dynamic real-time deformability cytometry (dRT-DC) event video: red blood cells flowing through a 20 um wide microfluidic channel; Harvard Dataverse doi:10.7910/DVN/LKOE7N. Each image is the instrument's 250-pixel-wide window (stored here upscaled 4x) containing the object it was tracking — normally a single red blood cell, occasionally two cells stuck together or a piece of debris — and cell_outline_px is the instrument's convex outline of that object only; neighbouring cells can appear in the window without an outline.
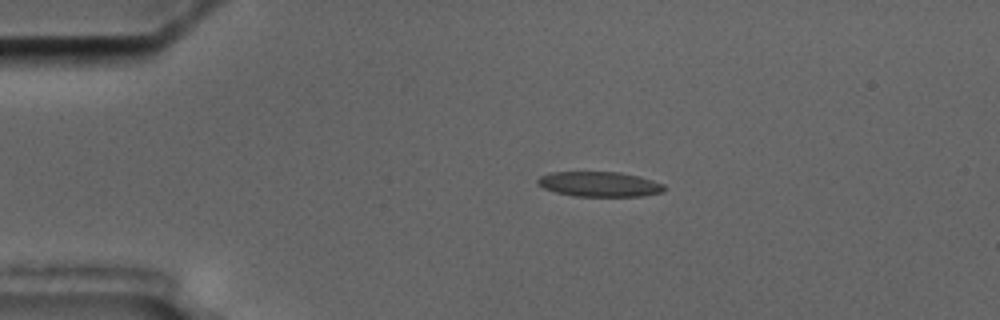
{"species": "common noctule bat (a hibernating species)", "species_latin": "Nyctalus noctula", "temperature_condition": "cold", "stored_images_in_passage": 8, "camera_frame_rate_fps": 3000, "um_per_image_px": 0.085, "animal": {"sex": "male", "body_mass_g": 17.5, "forearm_length_mm": 52.3}, "frame": {"image": 1, "passage_image": 1, "time_ms": 0.0, "image_size_px": [1000, 320], "cell_outline_px": [[668, 188], [664, 192], [644, 196], [572, 196], [556, 192], [544, 188], [536, 184], [536, 180], [540, 176], [552, 172], [620, 172], [640, 176], [664, 184]], "centroid_in_image_um": [50.99, 15.66], "position_along_channel_um": 34.0, "area_um2": 18.67}}
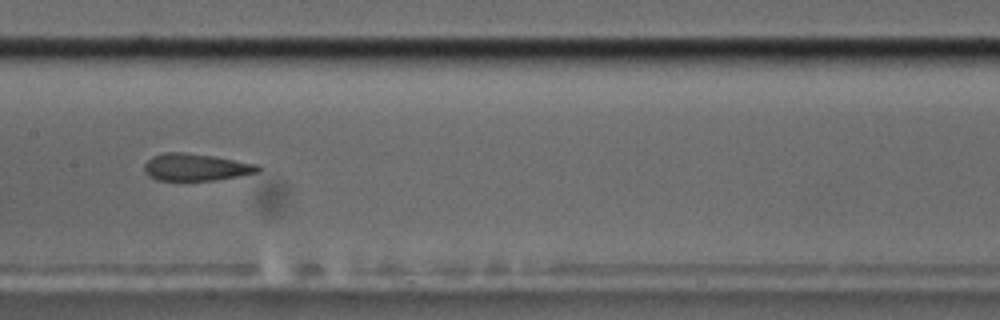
{"frame": {"image": 2, "passage_image": 6, "time_ms": 5.667, "image_size_px": [1000, 320], "cell_outline_px": [[260, 172], [240, 176], [216, 180], [156, 180], [148, 176], [144, 172], [144, 164], [152, 156], [164, 152], [184, 152], [216, 156], [256, 164], [260, 168]], "centroid_in_image_um": [16.63, 14.21], "position_along_channel_um": 190.8, "area_um2": 18.15}}
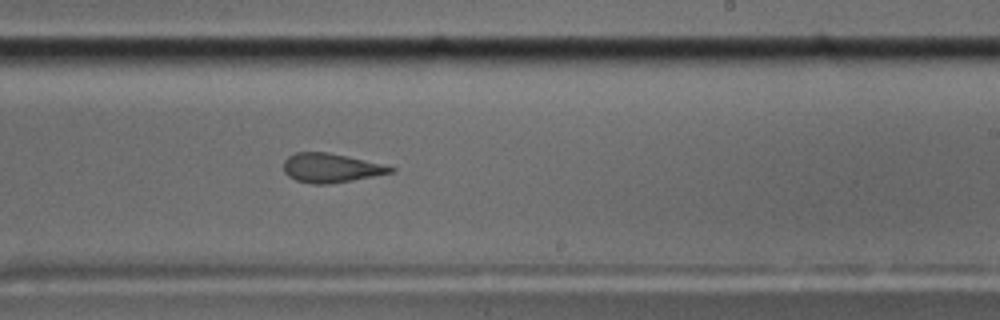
{"frame": {"image": 3, "passage_image": 8, "time_ms": 7.667, "image_size_px": [1000, 320], "cell_outline_px": [[396, 168], [392, 172], [352, 180], [328, 184], [312, 184], [296, 180], [288, 176], [284, 172], [284, 160], [288, 156], [296, 152], [328, 152]], "centroid_in_image_um": [28.04, 14.28], "position_along_channel_um": 261.0, "area_um2": 17.74}}